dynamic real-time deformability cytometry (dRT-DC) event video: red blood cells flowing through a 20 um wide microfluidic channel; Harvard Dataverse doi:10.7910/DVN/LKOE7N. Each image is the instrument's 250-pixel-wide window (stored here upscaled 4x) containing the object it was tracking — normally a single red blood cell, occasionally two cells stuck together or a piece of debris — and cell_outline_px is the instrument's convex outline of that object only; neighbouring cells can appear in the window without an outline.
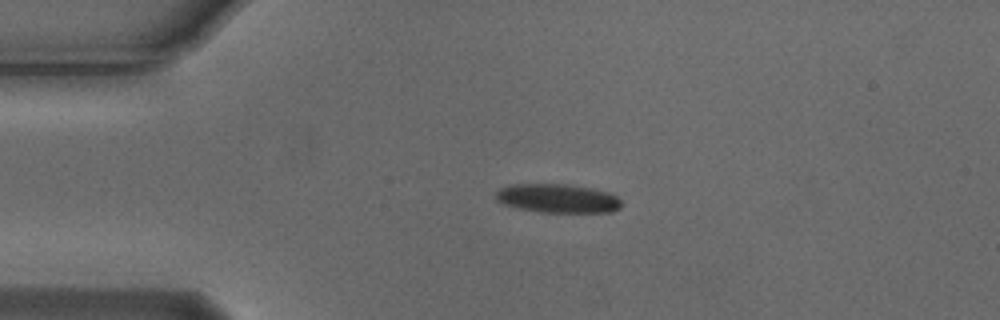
{"species": "Egyptian fruit bat (a non-hibernating species)", "species_latin": "Rousettus aegyptiacus", "temperature_condition": "cold", "stored_images_in_passage": 3, "camera_frame_rate_fps": 3000, "um_per_image_px": 0.085, "animal": {"sex": "male"}, "frame": {"image": 1, "passage_image": 2, "time_ms": 0.333, "image_size_px": [1000, 320], "cell_outline_px": [[620, 208], [612, 212], [540, 212], [520, 208], [504, 204], [496, 200], [496, 192], [500, 188], [512, 184], [564, 184], [588, 188], [608, 192], [616, 196], [620, 200]], "centroid_in_image_um": [47.39, 16.86], "position_along_channel_um": 37.6, "area_um2": 20.87}}